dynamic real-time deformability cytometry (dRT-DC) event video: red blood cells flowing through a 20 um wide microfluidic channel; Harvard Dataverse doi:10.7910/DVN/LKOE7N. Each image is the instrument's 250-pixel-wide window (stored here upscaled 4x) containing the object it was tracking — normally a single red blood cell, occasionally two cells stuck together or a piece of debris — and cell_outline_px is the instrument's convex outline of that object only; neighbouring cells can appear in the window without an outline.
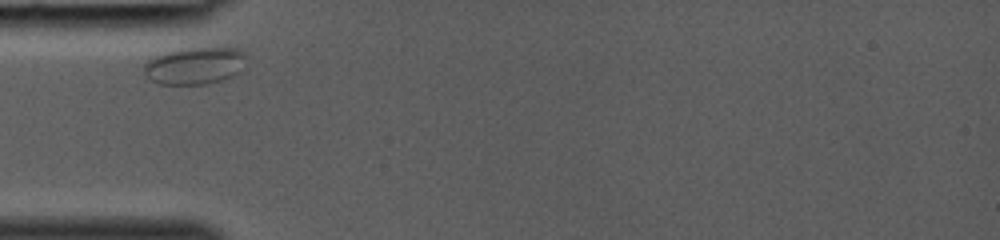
{"species": "common noctule bat (a hibernating species)", "species_latin": "Nyctalus noctula", "temperature_condition": "room temperature", "stored_images_in_passage": 24, "camera_frame_rate_fps": 3000, "um_per_image_px": 0.085, "animal": {"sex": "female", "body_mass_g": 19.0, "forearm_length_mm": 53.3}, "frame": {"image": 1, "passage_image": 1, "time_ms": 0.0, "image_size_px": [1000, 240], "cell_outline_px": [[244, 56], [240, 72], [232, 76], [208, 84], [160, 84], [152, 80], [144, 72], [144, 64], [148, 60], [164, 52], [180, 48], [240, 48], [244, 52]], "centroid_in_image_um": [16.54, 5.58], "position_along_channel_um": 68.5, "area_um2": 21.96}}
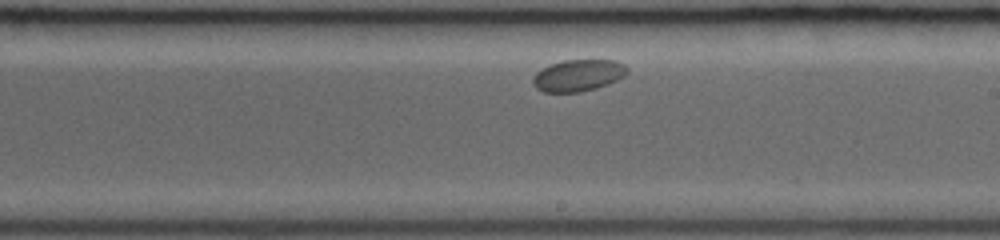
{"frame": {"image": 2, "passage_image": 13, "time_ms": 4.0, "image_size_px": [1000, 240], "cell_outline_px": [[628, 72], [624, 76], [608, 84], [596, 88], [580, 92], [544, 92], [536, 88], [532, 84], [532, 76], [540, 68], [564, 60], [616, 60], [624, 64], [628, 68]], "centroid_in_image_um": [49.12, 6.41], "position_along_channel_um": 239.9, "area_um2": 17.57}}
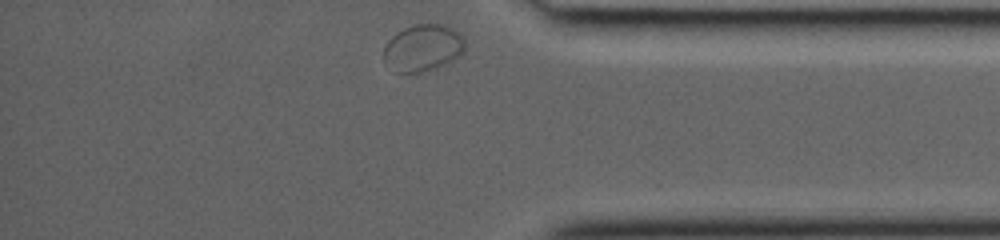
{"frame": {"image": 3, "passage_image": 24, "time_ms": 7.667, "image_size_px": [1000, 240], "cell_outline_px": [[464, 52], [460, 56], [436, 68], [420, 72], [392, 72], [384, 56], [384, 48], [388, 40], [396, 32], [412, 24], [444, 24], [452, 28], [464, 36]], "centroid_in_image_um": [35.96, 4.05], "position_along_channel_um": 399.2, "area_um2": 22.25}}